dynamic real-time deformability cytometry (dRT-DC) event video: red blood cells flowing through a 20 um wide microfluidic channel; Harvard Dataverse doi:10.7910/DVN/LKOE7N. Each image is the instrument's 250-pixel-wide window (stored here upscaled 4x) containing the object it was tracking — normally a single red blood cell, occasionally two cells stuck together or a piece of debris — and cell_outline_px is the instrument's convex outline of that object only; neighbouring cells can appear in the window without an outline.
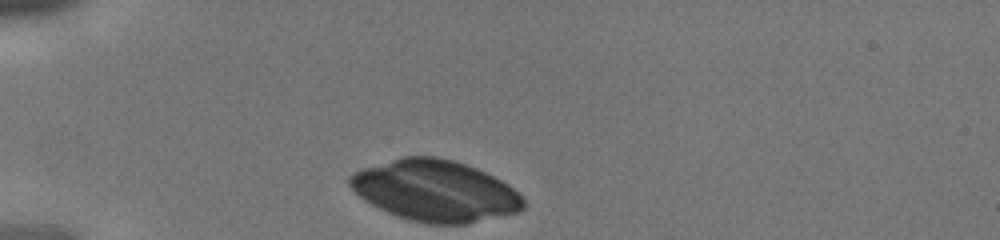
{"species": "human", "species_latin": "Homo sapiens", "temperature_condition": "cold", "stored_images_in_passage": 25, "camera_frame_rate_fps": 3000, "um_per_image_px": 0.085, "donor": {"sex": "male"}, "frame": {"image": 1, "passage_image": 1, "time_ms": 0.0, "image_size_px": [1000, 240], "cell_outline_px": [[524, 208], [516, 212], [468, 224], [424, 224], [408, 220], [396, 216], [364, 200], [348, 184], [348, 176], [352, 172], [400, 156], [436, 156], [452, 160], [476, 168], [508, 184], [524, 200]], "centroid_in_image_um": [36.95, 16.22], "position_along_channel_um": 48.0, "area_um2": 61.73}}
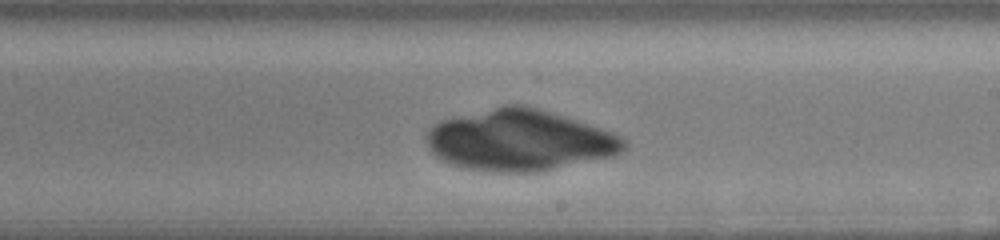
{"frame": {"image": 2, "passage_image": 15, "time_ms": 4.667, "image_size_px": [1000, 240], "cell_outline_px": [[628, 144], [620, 152], [612, 156], [540, 172], [488, 172], [448, 164], [440, 160], [428, 148], [428, 132], [440, 120], [452, 116], [504, 104], [524, 104], [552, 112], [612, 132], [628, 140]], "centroid_in_image_um": [44.15, 11.92], "position_along_channel_um": 244.8, "area_um2": 70.69}}
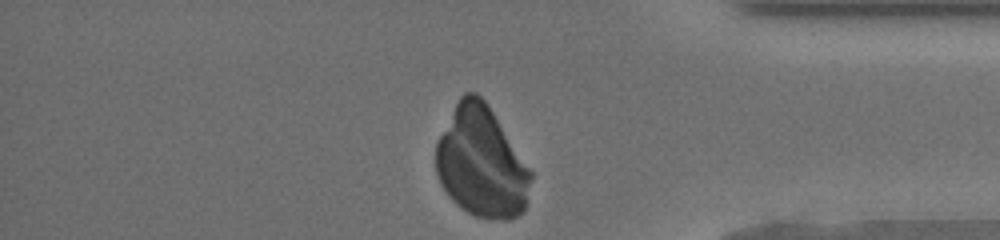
{"frame": {"image": 3, "passage_image": 25, "time_ms": 8.0, "image_size_px": [1000, 240], "cell_outline_px": [[532, 176], [524, 212], [508, 220], [492, 220], [476, 216], [468, 212], [456, 204], [448, 196], [440, 184], [436, 172], [436, 140], [460, 96], [464, 92], [476, 92], [488, 104], [532, 172]], "centroid_in_image_um": [40.9, 13.8], "position_along_channel_um": 394.3, "area_um2": 61.38}}